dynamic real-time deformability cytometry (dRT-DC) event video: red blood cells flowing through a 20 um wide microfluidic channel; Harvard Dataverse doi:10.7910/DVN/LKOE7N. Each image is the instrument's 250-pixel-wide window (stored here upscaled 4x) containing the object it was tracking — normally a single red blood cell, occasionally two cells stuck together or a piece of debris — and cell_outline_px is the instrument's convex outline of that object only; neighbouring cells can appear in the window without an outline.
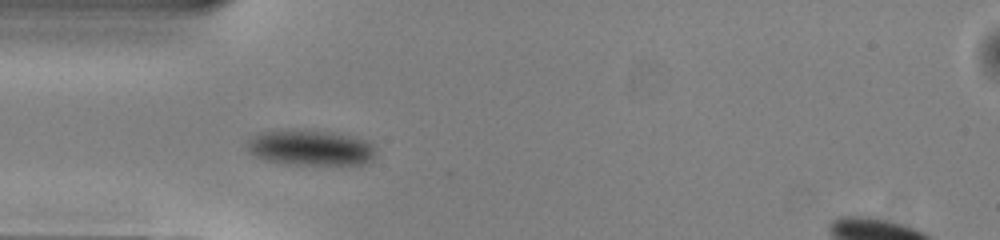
{"species": "common noctule bat (a hibernating species)", "species_latin": "Nyctalus noctula", "temperature_condition": "warm", "stored_images_in_passage": 33, "camera_frame_rate_fps": 3000, "um_per_image_px": 0.085, "animal": {"sex": "male", "body_mass_g": 13.0, "forearm_length_mm": 53.1}, "frame": {"image": 1, "passage_image": 5, "time_ms": 1.333, "image_size_px": [1000, 240], "cell_outline_px": [[372, 160], [368, 164], [284, 164], [264, 160], [248, 152], [248, 140], [252, 136], [260, 132], [276, 128], [288, 128], [332, 132], [368, 140], [372, 144]], "centroid_in_image_um": [26.31, 12.53], "position_along_channel_um": 58.7, "area_um2": 26.99}}
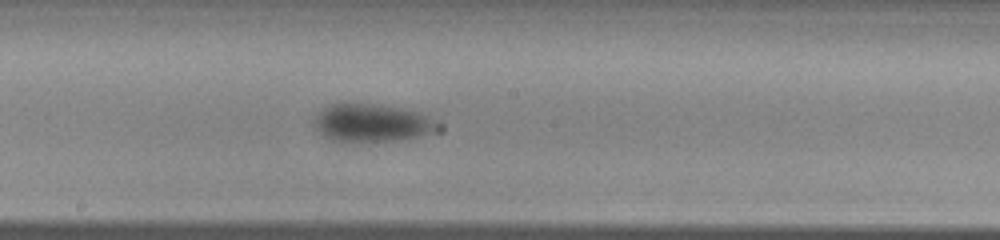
{"frame": {"image": 2, "passage_image": 17, "time_ms": 5.333, "image_size_px": [1000, 240], "cell_outline_px": [[432, 128], [428, 132], [416, 136], [392, 140], [332, 140], [316, 128], [316, 116], [324, 108], [332, 104], [372, 104], [400, 108], [416, 112], [428, 116], [432, 120]], "centroid_in_image_um": [31.52, 10.42], "position_along_channel_um": 216.7, "area_um2": 25.37}}
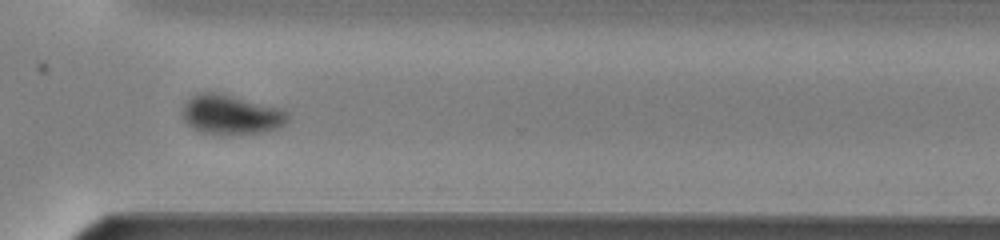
{"frame": {"image": 3, "passage_image": 27, "time_ms": 8.667, "image_size_px": [1000, 240], "cell_outline_px": [[288, 120], [284, 124], [276, 128], [264, 132], [220, 136], [200, 132], [192, 128], [184, 120], [184, 104], [196, 92], [220, 92], [284, 108], [288, 112]], "centroid_in_image_um": [19.66, 9.74], "position_along_channel_um": 350.9, "area_um2": 24.85}, "authors_computed_cell_mechanics": {"area_um2": 26.4724, "velocity_mm_per_s": 4.0219, "shape_relaxation_time_tau1_ms": 3.3502, "shape_relaxation_time_tau2_ms": 6.1093, "deformation_change_tau1": 0.1112, "deformation_change_tau2": 0.0631}}